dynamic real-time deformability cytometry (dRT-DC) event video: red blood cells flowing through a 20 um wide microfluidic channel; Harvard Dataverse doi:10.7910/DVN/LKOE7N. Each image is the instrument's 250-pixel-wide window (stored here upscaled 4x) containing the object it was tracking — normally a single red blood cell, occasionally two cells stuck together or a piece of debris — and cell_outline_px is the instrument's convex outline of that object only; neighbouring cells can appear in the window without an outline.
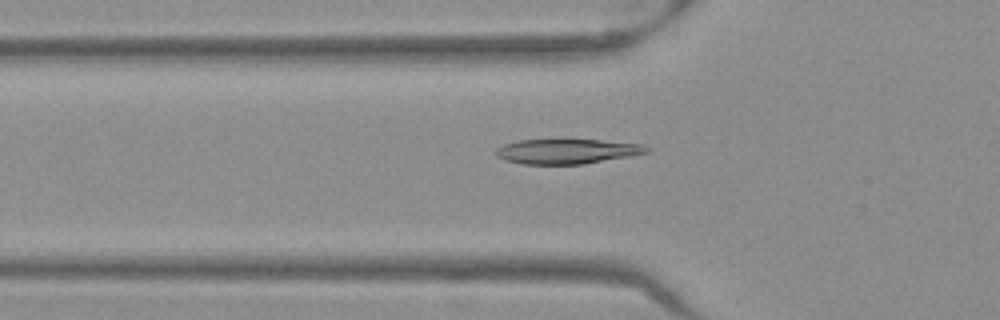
{"species": "Egyptian fruit bat (a non-hibernating species)", "species_latin": "Rousettus aegyptiacus", "temperature_condition": "warm", "stored_images_in_passage": 51, "camera_frame_rate_fps": 3000, "um_per_image_px": 0.085, "frame": {"image": 1, "passage_image": 17, "time_ms": 5.333, "image_size_px": [1000, 320], "cell_outline_px": [[652, 152], [632, 156], [584, 164], [524, 164], [504, 160], [496, 156], [496, 148], [504, 144], [516, 140], [600, 140], [644, 144], [652, 148]], "centroid_in_image_um": [48.26, 12.86], "position_along_channel_um": 77.5, "area_um2": 22.08}}
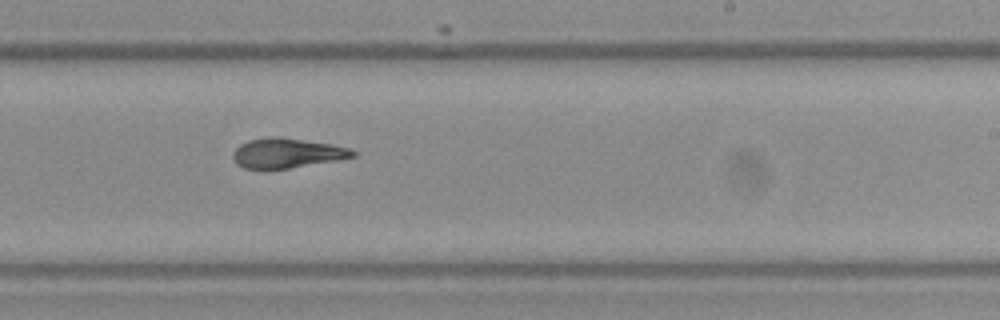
{"frame": {"image": 2, "passage_image": 31, "time_ms": 10.0, "image_size_px": [1000, 320], "cell_outline_px": [[356, 156], [340, 160], [288, 168], [244, 168], [236, 164], [232, 156], [232, 152], [240, 144], [248, 140], [276, 136], [332, 144], [352, 148], [356, 152]], "centroid_in_image_um": [24.42, 13.01], "position_along_channel_um": 264.6, "area_um2": 20.75}}
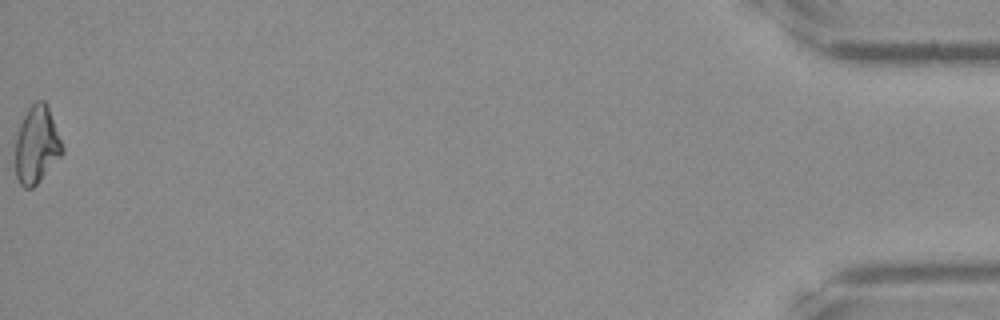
{"frame": {"image": 3, "passage_image": 51, "time_ms": 16.667, "image_size_px": [1000, 320], "cell_outline_px": [[64, 152], [36, 184], [32, 188], [24, 188], [20, 184], [16, 176], [16, 136], [20, 124], [28, 108], [36, 100], [44, 100], [48, 108], [64, 148]], "centroid_in_image_um": [3.11, 12.32], "position_along_channel_um": 432.1, "area_um2": 20.75}, "authors_computed_cell_mechanics": {"area_um2": 21.386, "velocity_mm_per_s": 3.9822, "shape_relaxation_time_tau1_ms": 5.7362, "shape_relaxation_time_tau2_ms": 3.1182, "deformation_change_tau1": 0.2182, "deformation_change_tau2": 0.0873}}